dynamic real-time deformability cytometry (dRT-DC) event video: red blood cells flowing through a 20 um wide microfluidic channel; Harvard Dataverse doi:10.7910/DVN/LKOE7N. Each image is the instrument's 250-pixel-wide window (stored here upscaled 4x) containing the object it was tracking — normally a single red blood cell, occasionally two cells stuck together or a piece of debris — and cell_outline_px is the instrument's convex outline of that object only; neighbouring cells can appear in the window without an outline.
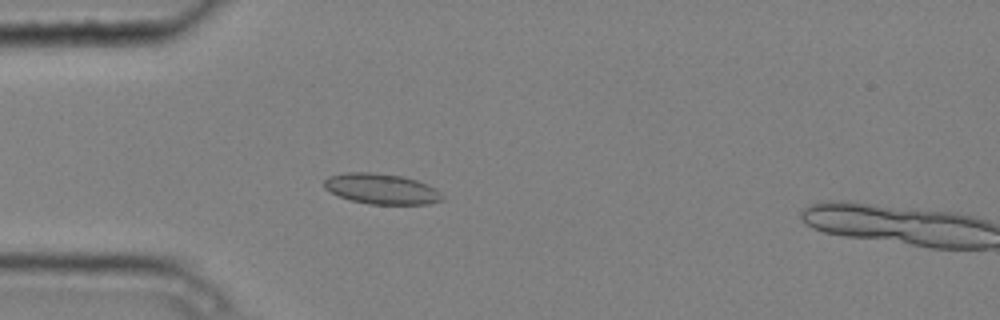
{"species": "common noctule bat (a hibernating species)", "species_latin": "Nyctalus noctula", "temperature_condition": "cold", "stored_images_in_passage": 5, "camera_frame_rate_fps": 3000, "um_per_image_px": 0.085, "animal": {"sex": "male", "body_mass_g": 20.4}, "frame": {"image": 1, "passage_image": 4, "time_ms": 1.0, "image_size_px": [1000, 320], "cell_outline_px": [[444, 200], [428, 204], [368, 204], [352, 200], [340, 196], [324, 188], [324, 180], [328, 176], [344, 172], [372, 172], [404, 176], [428, 184], [436, 188], [444, 196]], "centroid_in_image_um": [32.45, 16.04], "position_along_channel_um": 52.5, "area_um2": 21.15}}